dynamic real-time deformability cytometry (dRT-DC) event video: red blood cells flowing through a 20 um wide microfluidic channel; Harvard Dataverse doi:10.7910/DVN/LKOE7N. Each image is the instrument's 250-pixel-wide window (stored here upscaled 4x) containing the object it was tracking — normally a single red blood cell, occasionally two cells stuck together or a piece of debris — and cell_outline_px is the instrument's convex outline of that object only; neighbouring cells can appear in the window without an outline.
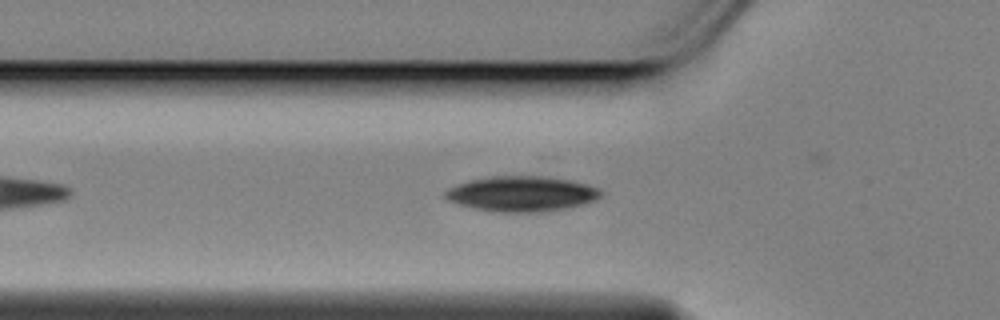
{"species": "Egyptian fruit bat (a non-hibernating species)", "species_latin": "Rousettus aegyptiacus", "temperature_condition": "cold", "stored_images_in_passage": 32, "camera_frame_rate_fps": 3000, "um_per_image_px": 0.085, "animal": {"sex": "female"}, "frame": {"image": 1, "passage_image": 10, "time_ms": 3.0, "image_size_px": [1000, 320], "cell_outline_px": [[600, 196], [584, 204], [564, 208], [540, 212], [496, 212], [476, 208], [460, 204], [448, 200], [444, 196], [444, 192], [448, 188], [472, 180], [492, 176], [540, 172], [588, 184], [600, 188]], "centroid_in_image_um": [44.39, 16.41], "position_along_channel_um": 81.4, "area_um2": 32.77}}
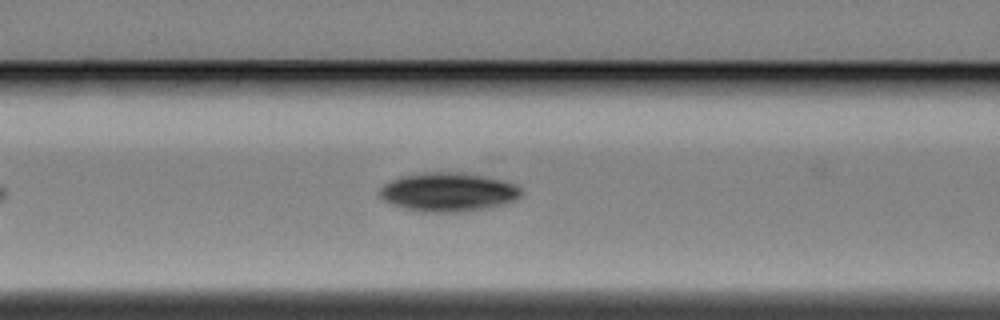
{"frame": {"image": 2, "passage_image": 14, "time_ms": 4.333, "image_size_px": [1000, 320], "cell_outline_px": [[524, 192], [516, 200], [488, 208], [460, 212], [420, 212], [392, 204], [384, 200], [376, 192], [384, 184], [400, 176], [424, 172], [464, 172], [504, 180], [516, 184]], "centroid_in_image_um": [38.11, 16.32], "position_along_channel_um": 128.5, "area_um2": 32.37}}
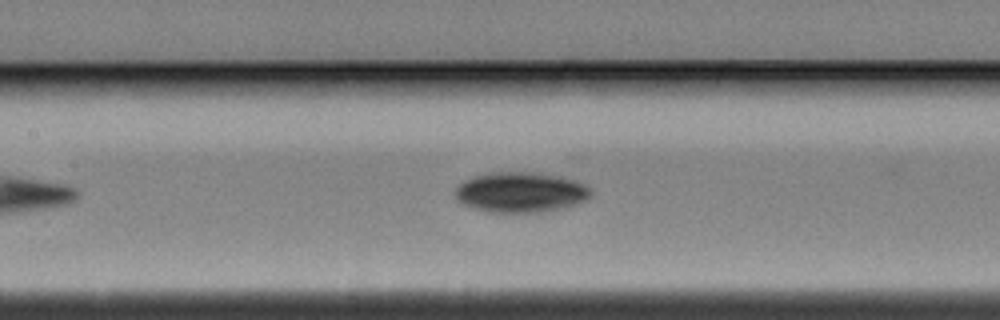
{"frame": {"image": 3, "passage_image": 17, "time_ms": 5.333, "image_size_px": [1000, 320], "cell_outline_px": [[592, 196], [588, 200], [564, 208], [540, 212], [488, 212], [472, 208], [456, 200], [456, 188], [460, 184], [476, 176], [496, 172], [528, 172], [576, 180], [592, 188]], "centroid_in_image_um": [44.3, 16.36], "position_along_channel_um": 163.1, "area_um2": 31.62}}